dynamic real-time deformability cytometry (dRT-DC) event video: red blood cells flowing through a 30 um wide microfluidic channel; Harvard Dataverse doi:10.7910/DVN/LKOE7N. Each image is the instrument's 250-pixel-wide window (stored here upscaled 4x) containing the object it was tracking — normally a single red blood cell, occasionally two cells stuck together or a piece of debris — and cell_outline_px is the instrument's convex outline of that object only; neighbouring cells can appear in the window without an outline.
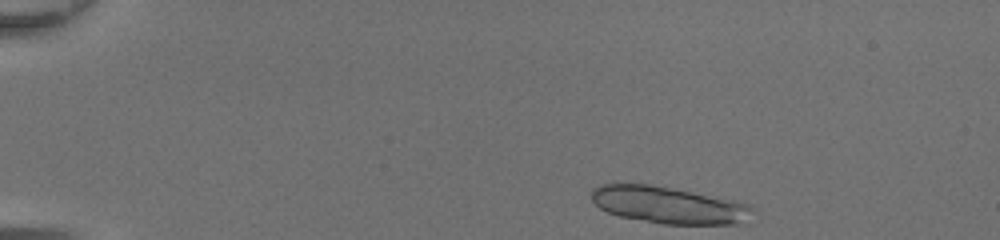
{"species": "common noctule bat (a hibernating species)", "species_latin": "Nyctalus noctula", "temperature_condition": "room temperature", "stored_images_in_passage": 40, "camera_frame_rate_fps": 3000, "um_per_image_px": 0.085, "animal": {"sex": "female", "body_mass_g": 20.0, "forearm_length_mm": 54.0}, "frame": {"image": 1, "passage_image": 1, "time_ms": 0.0, "image_size_px": [1000, 240], "cell_outline_px": [[756, 208], [736, 224], [664, 224], [620, 216], [608, 212], [600, 208], [592, 200], [592, 188], [600, 184], [648, 184], [672, 188], [736, 200], [752, 204]], "centroid_in_image_um": [56.82, 17.41], "position_along_channel_um": 28.2, "area_um2": 34.33}}
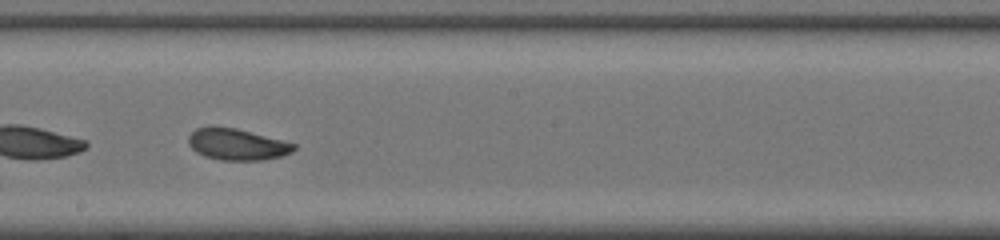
{"frame": {"image": 2, "passage_image": 22, "time_ms": 7.0, "image_size_px": [1000, 240], "cell_outline_px": [[296, 148], [292, 152], [280, 156], [264, 160], [220, 160], [204, 156], [196, 152], [188, 144], [188, 136], [196, 128], [208, 124], [212, 124], [236, 128], [296, 144]], "centroid_in_image_um": [20.08, 12.24], "position_along_channel_um": 228.1, "area_um2": 19.59}}
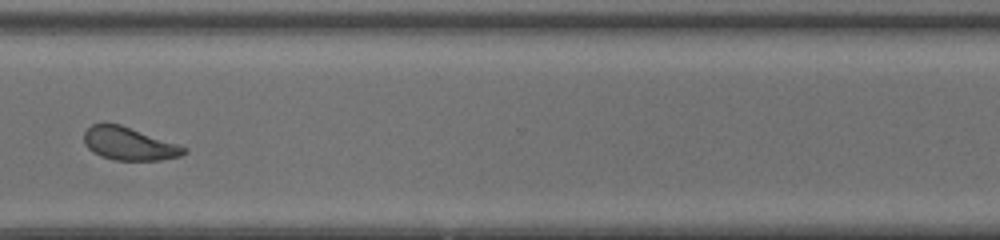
{"frame": {"image": 3, "passage_image": 31, "time_ms": 10.0, "image_size_px": [1000, 240], "cell_outline_px": [[188, 152], [180, 156], [160, 160], [112, 160], [100, 156], [92, 152], [84, 144], [84, 132], [92, 124], [120, 124], [180, 144], [188, 148]], "centroid_in_image_um": [11.0, 12.23], "position_along_channel_um": 359.6, "area_um2": 19.36}, "authors_computed_cell_mechanics": {"area_um2": 19.8543, "velocity_mm_per_s": 4.3955, "shape_relaxation_time_tau1_ms": 3.2562, "shape_relaxation_time_tau2_ms": 2.1449, "deformation_change_tau1": 0.1146, "deformation_change_tau2": 0.0768}}